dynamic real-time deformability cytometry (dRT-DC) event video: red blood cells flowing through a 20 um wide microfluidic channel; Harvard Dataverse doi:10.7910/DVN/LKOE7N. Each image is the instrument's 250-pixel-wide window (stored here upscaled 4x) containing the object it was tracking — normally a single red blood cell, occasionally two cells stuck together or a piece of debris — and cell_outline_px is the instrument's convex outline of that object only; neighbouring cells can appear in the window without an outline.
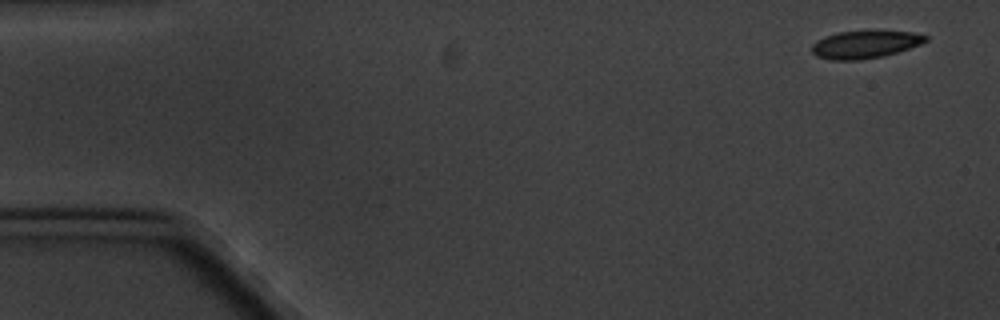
{"species": "common noctule bat (a hibernating species)", "species_latin": "Nyctalus noctula", "temperature_condition": "cold", "stored_images_in_passage": 5, "camera_frame_rate_fps": 3000, "um_per_image_px": 0.085, "animal": {"sex": "male", "body_mass_g": 20.1, "forearm_length_mm": 53.5}, "frame": {"image": 1, "passage_image": 1, "time_ms": 0.0, "image_size_px": [1000, 320], "cell_outline_px": [[928, 40], [920, 44], [884, 56], [860, 60], [832, 60], [816, 56], [812, 52], [812, 44], [816, 40], [824, 36], [836, 32], [912, 32], [928, 36]], "centroid_in_image_um": [73.47, 3.79], "position_along_channel_um": 11.5, "area_um2": 18.03}}
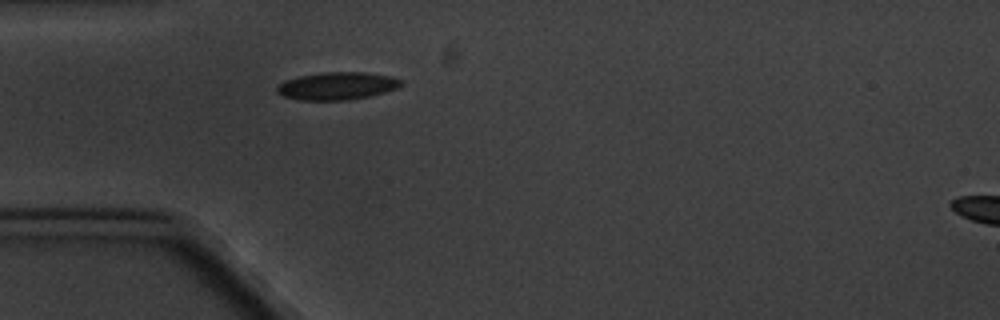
{"frame": {"image": 2, "passage_image": 5, "time_ms": 4.667, "image_size_px": [1000, 320], "cell_outline_px": [[404, 80], [396, 88], [384, 92], [368, 96], [344, 100], [300, 100], [284, 96], [276, 92], [276, 88], [284, 80], [300, 76], [324, 72], [364, 72], [392, 76]], "centroid_in_image_um": [28.64, 7.29], "position_along_channel_um": 56.4, "area_um2": 19.83}}